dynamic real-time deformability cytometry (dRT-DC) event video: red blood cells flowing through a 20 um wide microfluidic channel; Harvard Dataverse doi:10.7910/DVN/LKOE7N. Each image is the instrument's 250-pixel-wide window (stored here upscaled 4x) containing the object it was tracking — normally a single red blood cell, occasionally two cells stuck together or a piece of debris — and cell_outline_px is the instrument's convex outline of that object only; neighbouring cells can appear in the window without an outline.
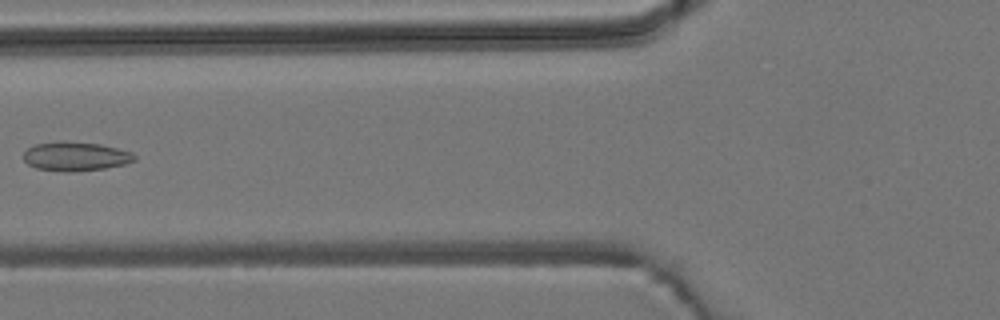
{"species": "common noctule bat (a hibernating species)", "species_latin": "Nyctalus noctula", "temperature_condition": "room temperature", "stored_images_in_passage": 3, "camera_frame_rate_fps": 3000, "um_per_image_px": 0.085, "animal": {"sex": "male", "body_mass_g": 19.2, "forearm_length_mm": 51.8}, "frame": {"image": 1, "passage_image": 3, "time_ms": 2.0, "image_size_px": [1000, 320], "cell_outline_px": [[136, 160], [124, 164], [104, 168], [72, 172], [64, 172], [36, 168], [28, 164], [24, 160], [24, 152], [28, 148], [36, 144], [60, 140], [100, 144], [132, 152], [136, 156]], "centroid_in_image_um": [6.41, 13.28], "position_along_channel_um": 119.4, "area_um2": 18.84}}